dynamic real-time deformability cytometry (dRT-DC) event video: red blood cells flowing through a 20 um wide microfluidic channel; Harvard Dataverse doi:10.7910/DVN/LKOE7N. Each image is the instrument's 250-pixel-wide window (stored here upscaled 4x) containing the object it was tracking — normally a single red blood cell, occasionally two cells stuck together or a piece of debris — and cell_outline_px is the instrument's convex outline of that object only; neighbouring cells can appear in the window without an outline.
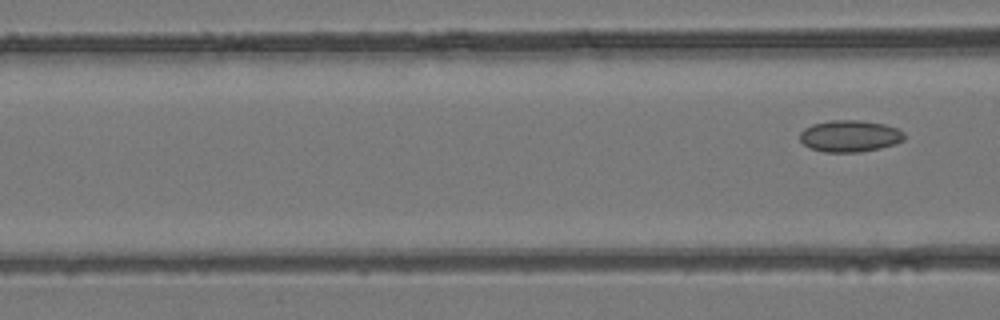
{"species": "common noctule bat (a hibernating species)", "species_latin": "Nyctalus noctula", "temperature_condition": "room temperature", "stored_images_in_passage": 4, "segment_of_instrument_passage": [2, 2], "camera_frame_rate_fps": 3000, "um_per_image_px": 0.085, "animal": {"sex": "female", "body_mass_g": 24.6, "forearm_length_mm": 56.2}, "frame": {"image": 1, "passage_image": 4, "time_ms": 1.0, "image_size_px": [1000, 320], "cell_outline_px": [[904, 140], [896, 144], [880, 148], [860, 152], [824, 152], [808, 148], [800, 140], [800, 132], [804, 128], [812, 124], [832, 120], [860, 120], [884, 124], [896, 128], [904, 132]], "centroid_in_image_um": [72.22, 11.57], "position_along_channel_um": 94.4, "area_um2": 19.42}}